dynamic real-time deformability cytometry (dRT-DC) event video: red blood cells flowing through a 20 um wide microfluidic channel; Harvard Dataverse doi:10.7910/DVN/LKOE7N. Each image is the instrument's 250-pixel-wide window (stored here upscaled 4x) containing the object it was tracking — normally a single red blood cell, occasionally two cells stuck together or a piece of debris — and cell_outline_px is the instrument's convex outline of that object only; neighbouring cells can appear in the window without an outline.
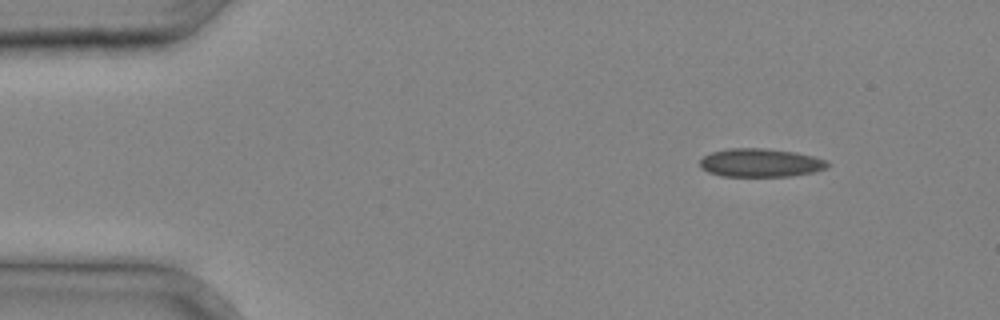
{"species": "common noctule bat (a hibernating species)", "species_latin": "Nyctalus noctula", "temperature_condition": "cold", "stored_images_in_passage": 35, "camera_frame_rate_fps": 3000, "um_per_image_px": 0.085, "animal": {"sex": "male", "body_mass_g": 20.4}, "frame": {"image": 1, "passage_image": 3, "time_ms": 0.667, "image_size_px": [1000, 320], "cell_outline_px": [[828, 164], [824, 168], [812, 172], [792, 176], [720, 176], [708, 172], [700, 164], [700, 160], [704, 156], [712, 152], [728, 148], [764, 148], [796, 152], [828, 160]], "centroid_in_image_um": [64.63, 13.83], "position_along_channel_um": 20.4, "area_um2": 20.98}}
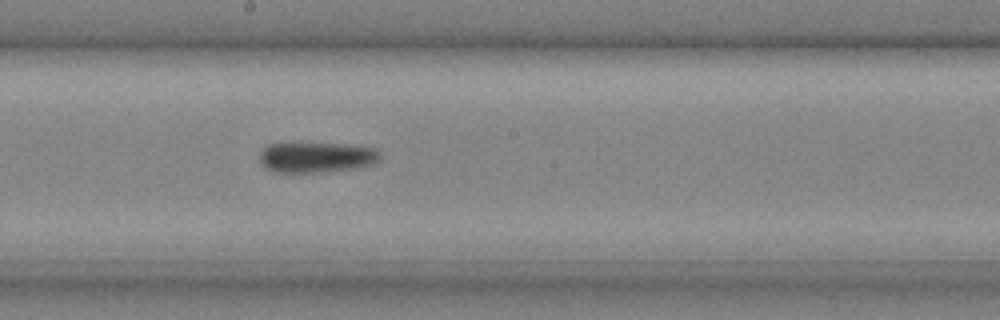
{"frame": {"image": 2, "passage_image": 19, "time_ms": 6.0, "image_size_px": [1000, 320], "cell_outline_px": [[380, 160], [376, 164], [360, 168], [312, 172], [276, 172], [264, 168], [260, 160], [260, 152], [268, 144], [288, 140], [300, 140], [352, 144], [376, 148], [380, 152]], "centroid_in_image_um": [26.9, 13.3], "position_along_channel_um": 221.3, "area_um2": 22.83}}
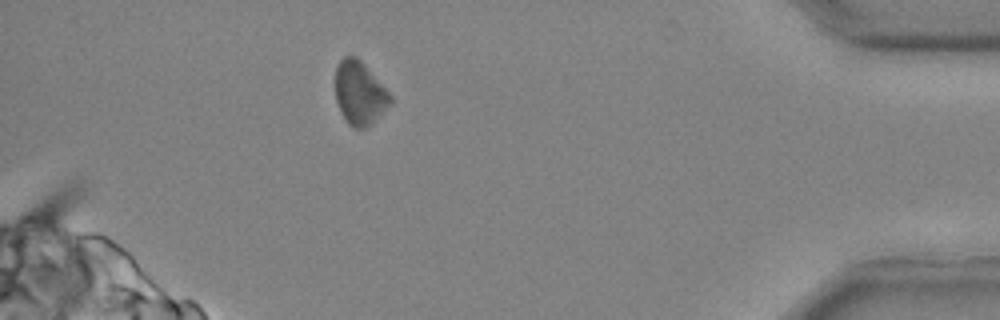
{"frame": {"image": 3, "passage_image": 32, "time_ms": 10.333, "image_size_px": [1000, 320], "cell_outline_px": [[392, 104], [364, 128], [356, 128], [348, 124], [344, 120], [340, 112], [336, 100], [336, 68], [340, 60], [344, 56], [356, 56], [360, 60], [392, 96]], "centroid_in_image_um": [30.55, 7.91], "position_along_channel_um": 404.7, "area_um2": 20.0}}